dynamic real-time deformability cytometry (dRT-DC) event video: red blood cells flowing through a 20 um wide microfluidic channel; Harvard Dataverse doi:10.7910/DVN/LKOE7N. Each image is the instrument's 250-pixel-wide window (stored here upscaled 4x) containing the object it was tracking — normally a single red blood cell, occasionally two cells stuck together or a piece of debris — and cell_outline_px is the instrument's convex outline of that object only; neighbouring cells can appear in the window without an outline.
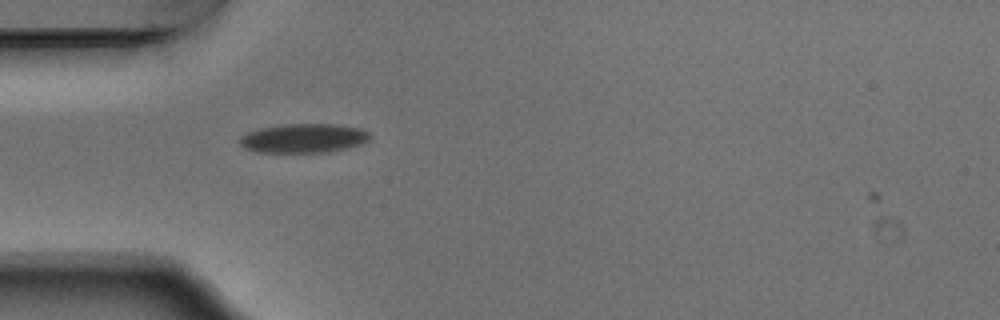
{"species": "Egyptian fruit bat (a non-hibernating species)", "species_latin": "Rousettus aegyptiacus", "temperature_condition": "warm", "stored_images_in_passage": 5, "camera_frame_rate_fps": 3000, "um_per_image_px": 0.085, "animal": {"sex": "male"}, "frame": {"image": 1, "passage_image": 4, "time_ms": 1.0, "image_size_px": [1000, 320], "cell_outline_px": [[372, 136], [368, 140], [360, 144], [348, 148], [328, 152], [256, 152], [244, 148], [240, 144], [240, 136], [248, 132], [260, 128], [280, 124], [340, 124], [360, 128], [368, 132]], "centroid_in_image_um": [25.81, 11.74], "position_along_channel_um": 59.2, "area_um2": 22.25}}